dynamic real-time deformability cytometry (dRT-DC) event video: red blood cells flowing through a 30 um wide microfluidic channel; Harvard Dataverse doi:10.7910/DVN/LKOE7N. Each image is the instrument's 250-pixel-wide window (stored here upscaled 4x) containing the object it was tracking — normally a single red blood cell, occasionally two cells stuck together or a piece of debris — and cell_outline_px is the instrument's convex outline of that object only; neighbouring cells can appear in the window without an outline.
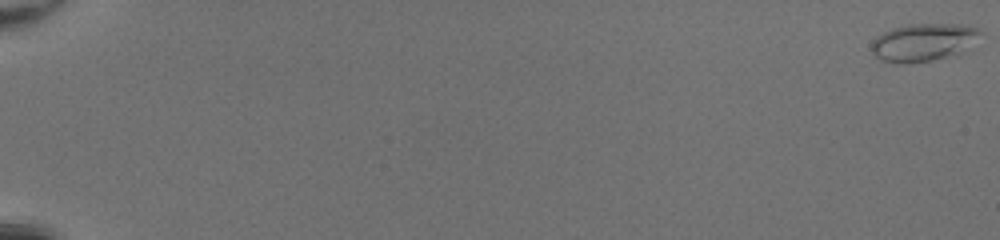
{"species": "common noctule bat (a hibernating species)", "species_latin": "Nyctalus noctula", "temperature_condition": "room temperature", "stored_images_in_passage": 52, "camera_frame_rate_fps": 3000, "um_per_image_px": 0.085, "animal": {"sex": "female", "body_mass_g": 20.0, "forearm_length_mm": 54.0}, "frame": {"image": 1, "passage_image": 1, "time_ms": 0.0, "image_size_px": [1000, 240], "cell_outline_px": [[980, 32], [956, 56], [932, 60], [904, 64], [880, 60], [872, 52], [872, 40], [876, 36], [892, 28], [908, 24], [960, 24], [976, 28]], "centroid_in_image_um": [78.39, 3.6], "position_along_channel_um": 6.6, "area_um2": 23.52}}
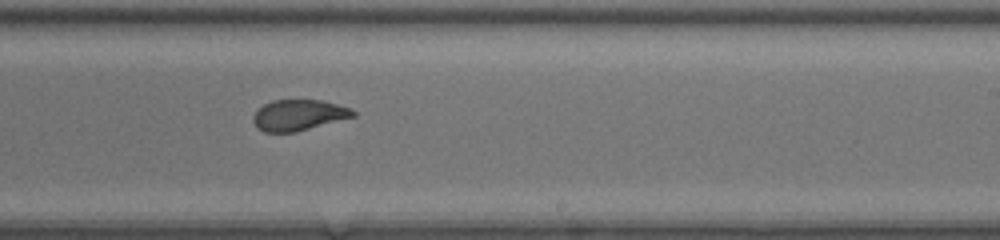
{"frame": {"image": 2, "passage_image": 35, "time_ms": 11.333, "image_size_px": [1000, 240], "cell_outline_px": [[356, 116], [296, 132], [264, 132], [256, 128], [252, 120], [252, 116], [264, 104], [272, 100], [320, 100], [352, 108], [356, 112]], "centroid_in_image_um": [25.38, 9.79], "position_along_channel_um": 263.6, "area_um2": 18.03}}
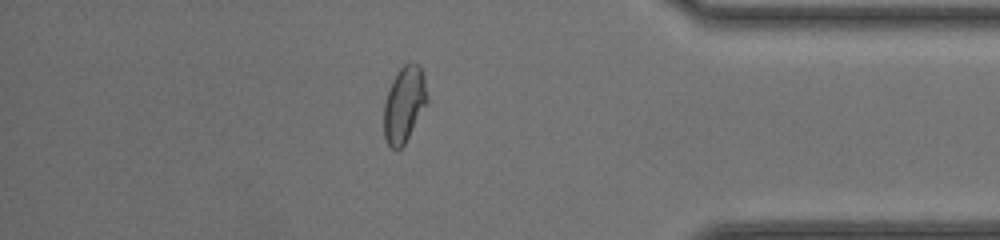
{"frame": {"image": 3, "passage_image": 46, "time_ms": 15.0, "image_size_px": [1000, 240], "cell_outline_px": [[428, 104], [404, 144], [396, 152], [388, 144], [384, 136], [384, 104], [392, 80], [400, 68], [404, 64], [412, 60], [420, 64], [424, 76], [428, 96]], "centroid_in_image_um": [34.39, 8.84], "position_along_channel_um": 400.8, "area_um2": 19.48}, "authors_computed_cell_mechanics": {"area_um2": 20.0566, "velocity_mm_per_s": 4.3004, "shape_relaxation_time_tau1_ms": 5.1696, "shape_relaxation_time_tau2_ms": 0.8786, "deformation_change_tau1": 0.1811, "deformation_change_tau2": 0.0612}}